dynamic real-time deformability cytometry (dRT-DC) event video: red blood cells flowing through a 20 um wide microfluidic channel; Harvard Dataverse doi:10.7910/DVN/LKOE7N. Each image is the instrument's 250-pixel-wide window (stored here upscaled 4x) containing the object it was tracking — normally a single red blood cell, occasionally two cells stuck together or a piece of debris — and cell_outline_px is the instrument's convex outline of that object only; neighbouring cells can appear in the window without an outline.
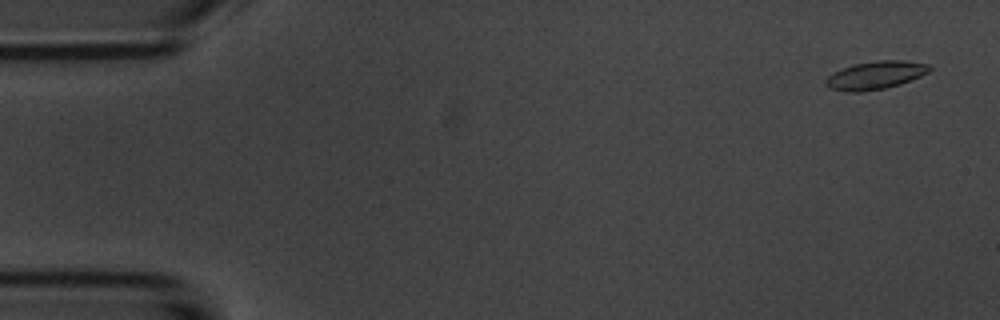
{"species": "common noctule bat (a hibernating species)", "species_latin": "Nyctalus noctula", "temperature_condition": "room temperature", "stored_images_in_passage": 55, "camera_frame_rate_fps": 3000, "um_per_image_px": 0.085, "animal": {"sex": "male", "body_mass_g": 20.1, "forearm_length_mm": 53.5}, "frame": {"image": 1, "passage_image": 3, "time_ms": 0.667, "image_size_px": [1000, 320], "cell_outline_px": [[932, 68], [928, 72], [920, 76], [900, 84], [884, 88], [860, 92], [844, 92], [832, 88], [824, 84], [824, 80], [832, 72], [856, 64], [876, 60], [904, 60], [928, 64]], "centroid_in_image_um": [74.4, 6.39], "position_along_channel_um": 10.6, "area_um2": 16.88}}
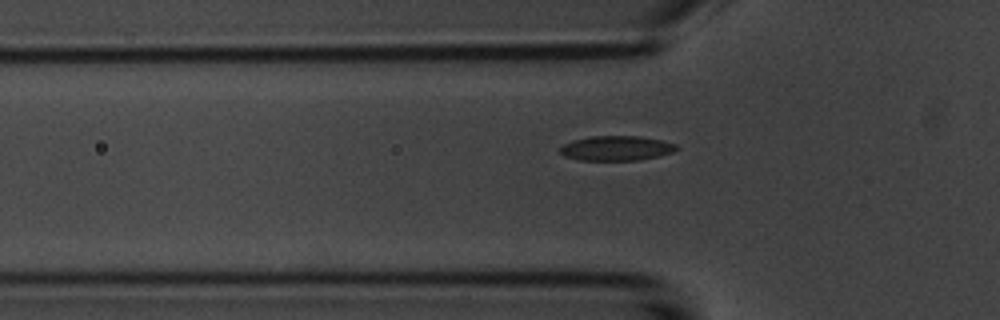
{"frame": {"image": 2, "passage_image": 18, "time_ms": 5.667, "image_size_px": [1000, 320], "cell_outline_px": [[676, 148], [672, 152], [640, 160], [580, 160], [564, 156], [560, 152], [560, 148], [564, 144], [572, 140], [592, 136], [640, 136], [660, 140], [676, 144]], "centroid_in_image_um": [52.35, 12.59], "position_along_channel_um": 73.5, "area_um2": 16.59}}
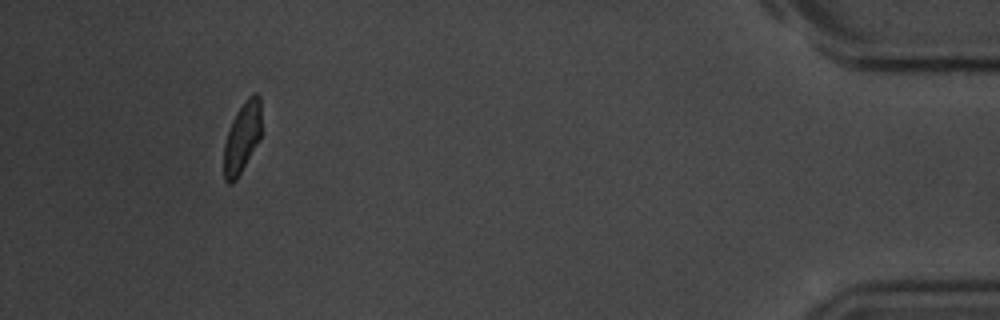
{"frame": {"image": 3, "passage_image": 51, "time_ms": 16.667, "image_size_px": [1000, 320], "cell_outline_px": [[260, 140], [236, 180], [232, 184], [228, 184], [224, 180], [224, 144], [232, 120], [236, 112], [244, 100], [252, 92], [256, 92], [260, 96]], "centroid_in_image_um": [20.58, 11.68], "position_along_channel_um": 414.6, "area_um2": 15.55}, "authors_computed_cell_mechanics": {"area_um2": 16.5886, "velocity_mm_per_s": 3.7076, "shape_relaxation_time_tau1_ms": 4.6026, "shape_relaxation_time_tau2_ms": 1.9367, "deformation_change_tau1": 0.1203, "deformation_change_tau2": 0.0754}}